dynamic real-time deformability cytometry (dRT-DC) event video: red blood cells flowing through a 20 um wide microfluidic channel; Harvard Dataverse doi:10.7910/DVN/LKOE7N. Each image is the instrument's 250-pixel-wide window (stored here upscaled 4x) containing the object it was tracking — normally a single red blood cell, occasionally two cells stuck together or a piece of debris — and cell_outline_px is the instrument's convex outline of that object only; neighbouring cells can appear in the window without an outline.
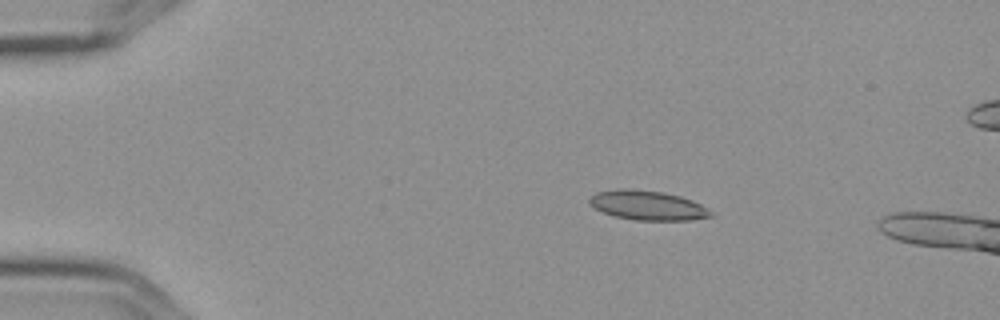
{"species": "Egyptian fruit bat (a non-hibernating species)", "species_latin": "Rousettus aegyptiacus", "temperature_condition": "cold", "stored_images_in_passage": 5, "camera_frame_rate_fps": 3000, "um_per_image_px": 0.085, "frame": {"image": 1, "passage_image": 2, "time_ms": 0.333, "image_size_px": [1000, 320], "cell_outline_px": [[712, 216], [688, 220], [636, 220], [616, 216], [604, 212], [588, 204], [588, 200], [596, 192], [616, 188], [628, 188], [664, 192], [680, 196], [692, 200], [700, 204], [712, 212]], "centroid_in_image_um": [55.02, 17.44], "position_along_channel_um": 30.0, "area_um2": 20.75}}